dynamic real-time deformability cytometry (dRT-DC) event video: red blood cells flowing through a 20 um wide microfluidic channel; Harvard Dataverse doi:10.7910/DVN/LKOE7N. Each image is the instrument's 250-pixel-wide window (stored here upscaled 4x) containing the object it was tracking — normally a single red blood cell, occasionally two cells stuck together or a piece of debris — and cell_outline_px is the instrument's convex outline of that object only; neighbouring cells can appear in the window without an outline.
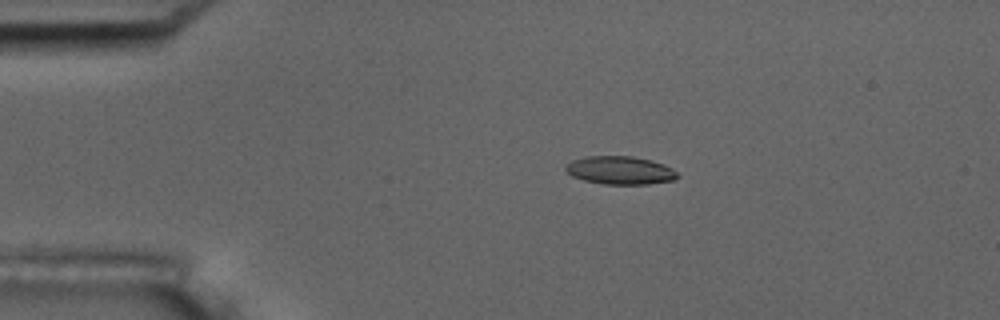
{"species": "common noctule bat (a hibernating species)", "species_latin": "Nyctalus noctula", "temperature_condition": "room temperature", "stored_images_in_passage": 5, "camera_frame_rate_fps": 3000, "um_per_image_px": 0.085, "animal": {"sex": "male", "body_mass_g": 17.5, "forearm_length_mm": 52.3}, "frame": {"image": 1, "passage_image": 3, "time_ms": 0.667, "image_size_px": [1000, 320], "cell_outline_px": [[680, 176], [672, 180], [648, 184], [604, 184], [584, 180], [572, 176], [564, 168], [572, 160], [584, 156], [632, 156], [652, 160], [664, 164], [672, 168]], "centroid_in_image_um": [52.72, 14.47], "position_along_channel_um": 32.3, "area_um2": 18.32}}